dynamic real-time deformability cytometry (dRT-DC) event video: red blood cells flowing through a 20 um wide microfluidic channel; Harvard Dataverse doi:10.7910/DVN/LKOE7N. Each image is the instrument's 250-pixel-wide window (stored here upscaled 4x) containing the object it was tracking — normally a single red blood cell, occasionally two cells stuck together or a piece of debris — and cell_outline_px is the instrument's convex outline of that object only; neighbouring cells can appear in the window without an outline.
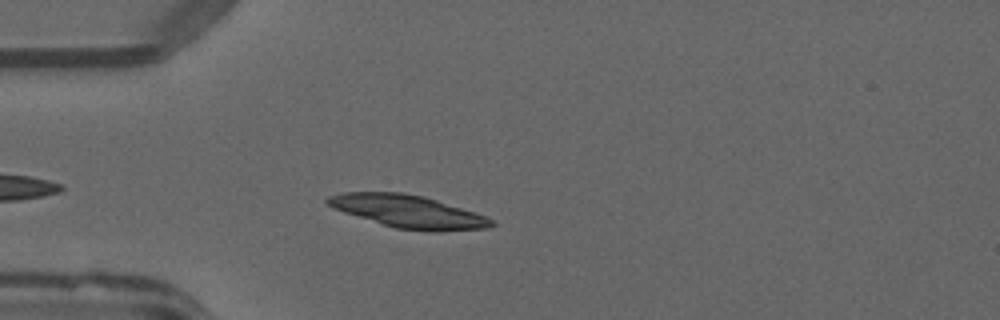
{"species": "common noctule bat (a hibernating species)", "species_latin": "Nyctalus noctula", "temperature_condition": "warm", "stored_images_in_passage": 34, "camera_frame_rate_fps": 3000, "um_per_image_px": 0.085, "animal": {"sex": "male", "forearm_length_mm": 52.5}, "frame": {"image": 1, "passage_image": 5, "time_ms": 1.333, "image_size_px": [1000, 320], "cell_outline_px": [[496, 224], [488, 228], [436, 232], [432, 232], [396, 228], [344, 212], [328, 204], [324, 200], [328, 196], [344, 192], [404, 192], [424, 196], [484, 216], [492, 220]], "centroid_in_image_um": [34.69, 17.98], "position_along_channel_um": 50.3, "area_um2": 30.81}}